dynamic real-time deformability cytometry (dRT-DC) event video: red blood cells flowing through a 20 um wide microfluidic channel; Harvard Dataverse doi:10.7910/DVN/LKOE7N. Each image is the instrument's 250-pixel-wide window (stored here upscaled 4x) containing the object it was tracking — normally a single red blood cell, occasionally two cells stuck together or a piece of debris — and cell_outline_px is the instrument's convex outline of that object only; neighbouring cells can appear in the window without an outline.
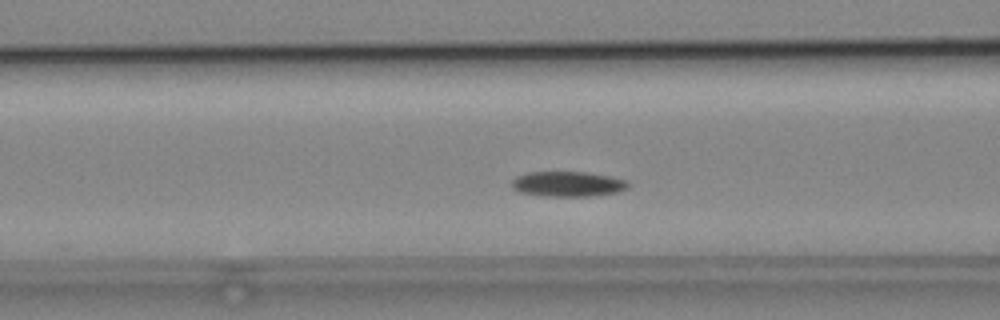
{"species": "common noctule bat (a hibernating species)", "species_latin": "Nyctalus noctula", "temperature_condition": "cold", "stored_images_in_passage": 44, "camera_frame_rate_fps": 3000, "um_per_image_px": 0.085, "animal": {"sex": "male", "body_mass_g": 19.2, "forearm_length_mm": 51.8}, "frame": {"image": 1, "passage_image": 11, "time_ms": 3.333, "image_size_px": [1000, 320], "cell_outline_px": [[628, 188], [616, 192], [588, 196], [548, 196], [520, 192], [512, 188], [512, 180], [516, 176], [528, 172], [588, 172], [628, 180]], "centroid_in_image_um": [48.25, 15.63], "position_along_channel_um": 118.4, "area_um2": 16.94}}
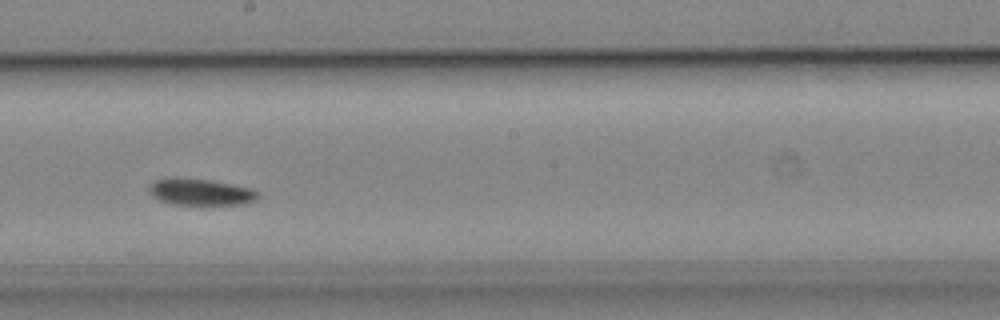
{"frame": {"image": 2, "passage_image": 20, "time_ms": 6.333, "image_size_px": [1000, 320], "cell_outline_px": [[260, 196], [256, 200], [244, 204], [172, 204], [160, 200], [152, 196], [148, 192], [148, 184], [152, 180], [172, 176], [176, 176], [212, 180], [252, 188], [260, 192]], "centroid_in_image_um": [17.01, 16.28], "position_along_channel_um": 231.2, "area_um2": 17.4}}
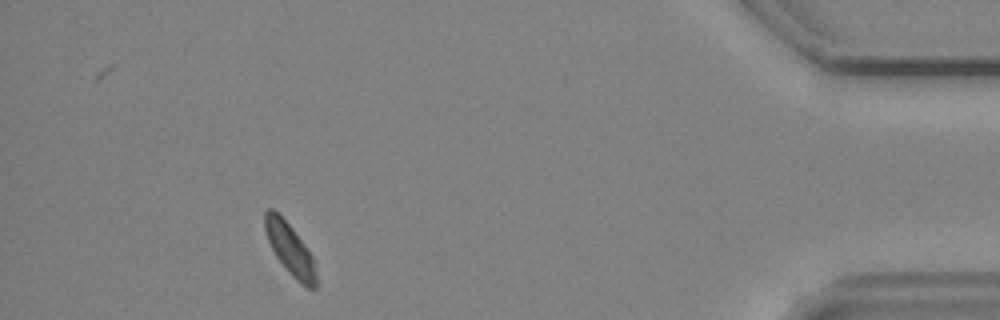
{"frame": {"image": 3, "passage_image": 39, "time_ms": 12.667, "image_size_px": [1000, 320], "cell_outline_px": [[316, 288], [308, 288], [296, 280], [292, 276], [276, 256], [268, 240], [264, 228], [264, 212], [268, 208], [272, 208], [292, 228], [304, 244], [312, 256], [316, 272]], "centroid_in_image_um": [24.64, 21.18], "position_along_channel_um": 410.6, "area_um2": 15.03}, "authors_computed_cell_mechanics": {"area_um2": 16.7042, "velocity_mm_per_s": 3.7549, "shape_relaxation_time_tau1_ms": 3.5591, "shape_relaxation_time_tau2_ms": null, "deformation_change_tau1": 0.073, "deformation_change_tau2": null}}